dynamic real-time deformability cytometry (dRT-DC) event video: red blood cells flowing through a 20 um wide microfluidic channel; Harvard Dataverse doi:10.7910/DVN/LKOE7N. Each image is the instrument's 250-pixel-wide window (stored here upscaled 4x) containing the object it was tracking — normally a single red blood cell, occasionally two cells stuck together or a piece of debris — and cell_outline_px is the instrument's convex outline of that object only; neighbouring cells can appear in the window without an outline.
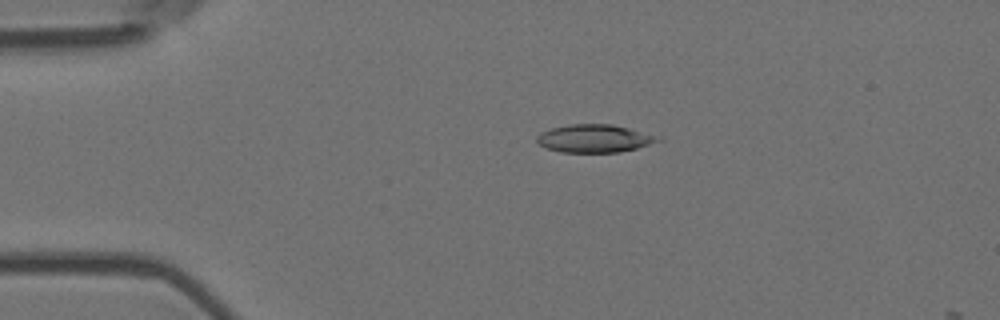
{"species": "Egyptian fruit bat (a non-hibernating species)", "species_latin": "Rousettus aegyptiacus", "temperature_condition": "room temperature", "stored_images_in_passage": 15, "camera_frame_rate_fps": 3000, "um_per_image_px": 0.085, "animal": {"sex": "female"}, "frame": {"image": 1, "passage_image": 12, "time_ms": 3.667, "image_size_px": [1000, 320], "cell_outline_px": [[664, 140], [636, 148], [620, 152], [560, 152], [544, 148], [536, 144], [536, 136], [540, 132], [552, 128], [568, 124], [612, 124], [664, 136]], "centroid_in_image_um": [50.54, 11.77], "position_along_channel_um": 34.5, "area_um2": 20.17}}